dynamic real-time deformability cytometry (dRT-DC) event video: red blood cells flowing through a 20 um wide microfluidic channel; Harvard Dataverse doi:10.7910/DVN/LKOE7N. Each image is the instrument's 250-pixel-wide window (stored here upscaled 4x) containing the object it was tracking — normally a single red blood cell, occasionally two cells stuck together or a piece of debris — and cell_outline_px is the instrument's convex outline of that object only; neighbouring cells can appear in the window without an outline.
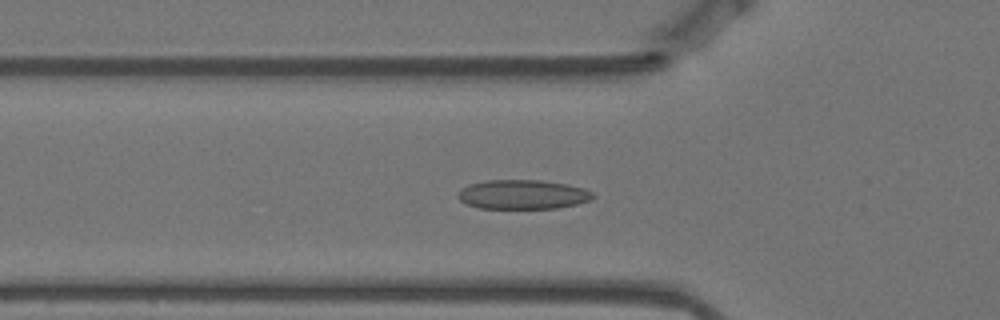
{"species": "Egyptian fruit bat (a non-hibernating species)", "species_latin": "Rousettus aegyptiacus", "temperature_condition": "warm", "stored_images_in_passage": 57, "camera_frame_rate_fps": 3000, "um_per_image_px": 0.085, "animal": {"sex": "female"}, "frame": {"image": 1, "passage_image": 18, "time_ms": 5.667, "image_size_px": [1000, 320], "cell_outline_px": [[596, 196], [592, 200], [576, 204], [556, 208], [480, 208], [468, 204], [460, 200], [456, 196], [460, 188], [468, 184], [484, 180], [540, 180], [564, 184], [584, 188], [592, 192]], "centroid_in_image_um": [44.41, 16.52], "position_along_channel_um": 81.4, "area_um2": 23.12}}
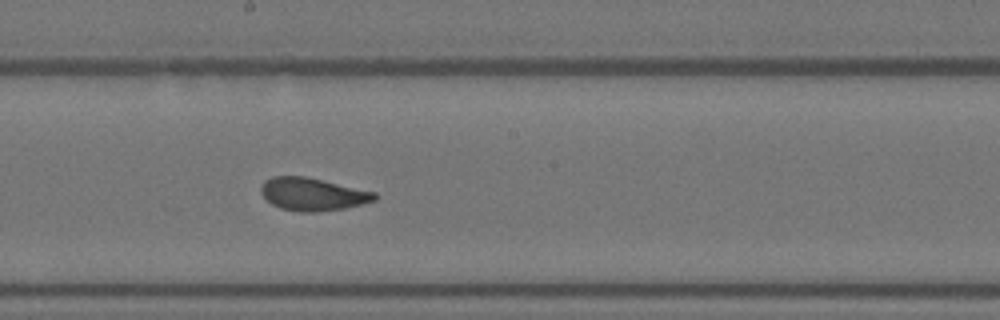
{"frame": {"image": 2, "passage_image": 30, "time_ms": 9.667, "image_size_px": [1000, 320], "cell_outline_px": [[376, 200], [344, 208], [316, 212], [300, 212], [280, 208], [272, 204], [260, 192], [260, 188], [264, 180], [272, 176], [304, 176], [376, 192]], "centroid_in_image_um": [26.54, 16.5], "position_along_channel_um": 221.7, "area_um2": 21.56}}
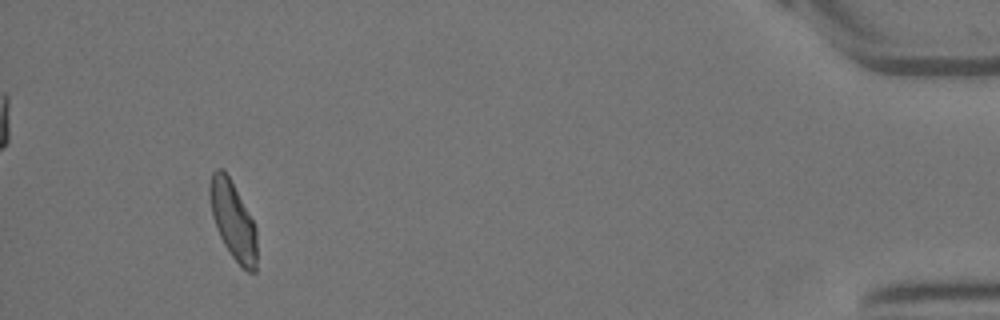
{"frame": {"image": 3, "passage_image": 53, "time_ms": 17.333, "image_size_px": [1000, 320], "cell_outline_px": [[256, 272], [248, 272], [232, 256], [224, 244], [216, 228], [212, 216], [208, 188], [212, 172], [216, 168], [224, 168], [252, 220], [256, 228]], "centroid_in_image_um": [19.78, 18.71], "position_along_channel_um": 415.4, "area_um2": 21.04}, "authors_computed_cell_mechanics": {"area_um2": 21.9062, "velocity_mm_per_s": 3.4803, "shape_relaxation_time_tau1_ms": 8.9588, "shape_relaxation_time_tau2_ms": 1.2536, "deformation_change_tau1": 0.2124, "deformation_change_tau2": 0.0643}}